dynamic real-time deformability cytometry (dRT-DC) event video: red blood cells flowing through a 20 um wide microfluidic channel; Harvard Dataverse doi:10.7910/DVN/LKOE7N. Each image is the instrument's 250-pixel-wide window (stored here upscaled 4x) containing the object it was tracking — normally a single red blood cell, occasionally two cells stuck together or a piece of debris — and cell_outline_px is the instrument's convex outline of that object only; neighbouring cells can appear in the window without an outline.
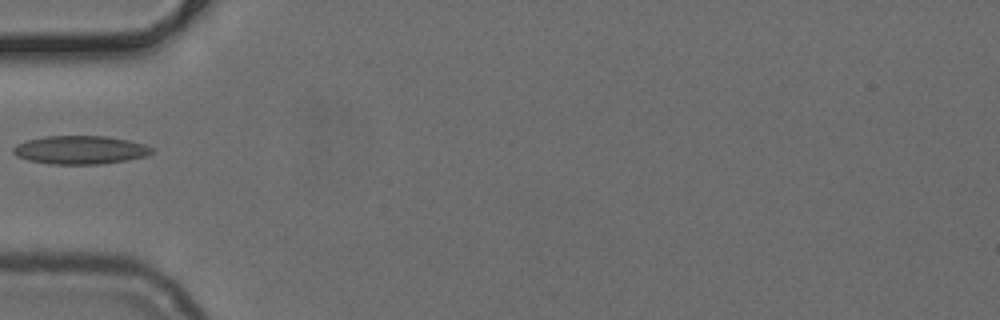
{"species": "common noctule bat (a hibernating species)", "species_latin": "Nyctalus noctula", "temperature_condition": "cold", "stored_images_in_passage": 28, "camera_frame_rate_fps": 3000, "um_per_image_px": 0.085, "animal": {"sex": "female", "body_mass_g": 24.6, "forearm_length_mm": 56.2}, "frame": {"image": 1, "passage_image": 1, "time_ms": 0.0, "image_size_px": [1000, 320], "cell_outline_px": [[152, 152], [148, 156], [128, 160], [100, 164], [48, 164], [28, 160], [16, 156], [12, 152], [12, 148], [16, 144], [28, 140], [44, 136], [104, 136], [128, 140], [144, 144], [152, 148]], "centroid_in_image_um": [6.8, 12.75], "position_along_channel_um": 78.2, "area_um2": 23.0}}
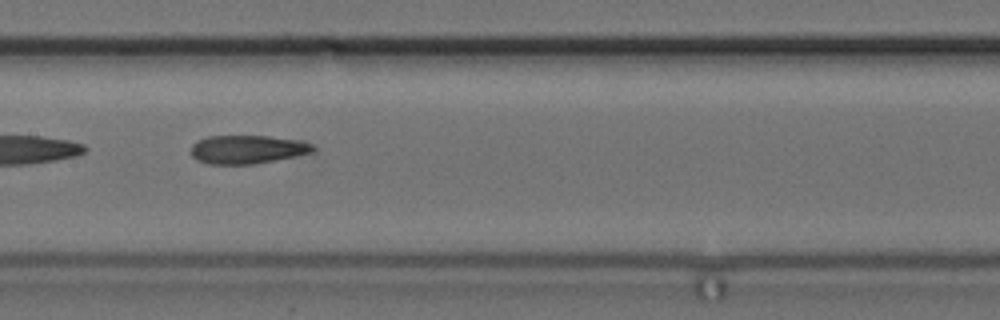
{"frame": {"image": 2, "passage_image": 9, "time_ms": 2.667, "image_size_px": [1000, 320], "cell_outline_px": [[316, 148], [312, 152], [296, 156], [276, 160], [252, 164], [208, 164], [196, 160], [192, 156], [192, 144], [208, 136], [268, 136], [300, 140], [312, 144]], "centroid_in_image_um": [21.04, 12.7], "position_along_channel_um": 186.4, "area_um2": 20.23}}